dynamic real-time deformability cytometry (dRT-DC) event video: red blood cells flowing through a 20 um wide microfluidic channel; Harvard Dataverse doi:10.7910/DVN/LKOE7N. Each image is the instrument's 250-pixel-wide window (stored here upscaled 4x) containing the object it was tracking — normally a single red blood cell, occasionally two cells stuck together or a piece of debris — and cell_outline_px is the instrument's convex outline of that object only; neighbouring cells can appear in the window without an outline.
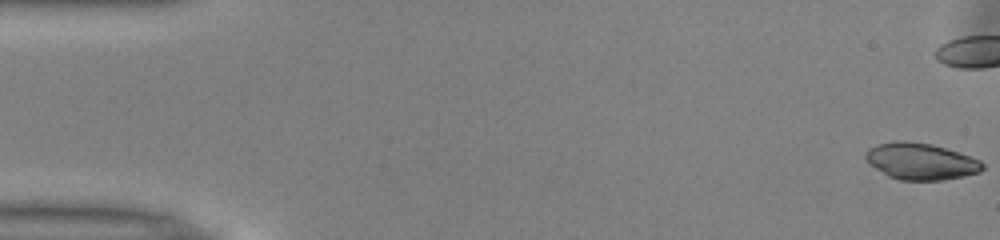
{"species": "common noctule bat (a hibernating species)", "species_latin": "Nyctalus noctula", "temperature_condition": "warm", "stored_images_in_passage": 12, "camera_frame_rate_fps": 3000, "um_per_image_px": 0.085, "animal": {"sex": "male", "body_mass_g": 13.0, "forearm_length_mm": 53.1}, "frame": {"image": 1, "passage_image": 1, "time_ms": 0.0, "image_size_px": [1000, 240], "cell_outline_px": [[984, 168], [980, 172], [964, 176], [940, 180], [900, 180], [888, 176], [876, 168], [864, 156], [864, 152], [868, 148], [876, 144], [892, 140], [904, 140], [932, 144], [980, 160], [984, 164]], "centroid_in_image_um": [78.24, 13.7], "position_along_channel_um": 6.8, "area_um2": 24.85}}